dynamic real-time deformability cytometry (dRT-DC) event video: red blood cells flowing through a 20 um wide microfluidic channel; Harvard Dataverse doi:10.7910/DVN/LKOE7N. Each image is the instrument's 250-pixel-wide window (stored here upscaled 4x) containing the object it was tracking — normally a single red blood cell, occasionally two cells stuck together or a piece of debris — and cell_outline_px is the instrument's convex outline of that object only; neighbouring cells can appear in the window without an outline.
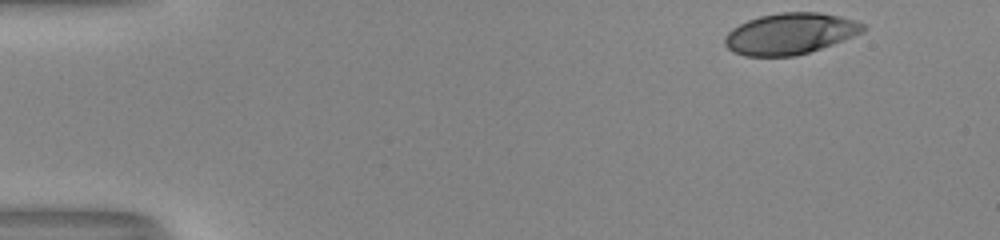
{"species": "human", "species_latin": "Homo sapiens", "temperature_condition": "room temperature", "stored_images_in_passage": 39, "camera_frame_rate_fps": 3000, "um_per_image_px": 0.085, "donor": {"sex": "male"}, "frame": {"image": 1, "passage_image": 1, "time_ms": 0.0, "image_size_px": [1000, 240], "cell_outline_px": [[868, 28], [864, 32], [832, 44], [796, 56], [744, 56], [732, 52], [724, 44], [724, 36], [732, 28], [748, 20], [760, 16], [780, 12], [820, 12], [840, 16], [856, 20], [864, 24]], "centroid_in_image_um": [67.16, 2.86], "position_along_channel_um": 17.8, "area_um2": 33.35}}
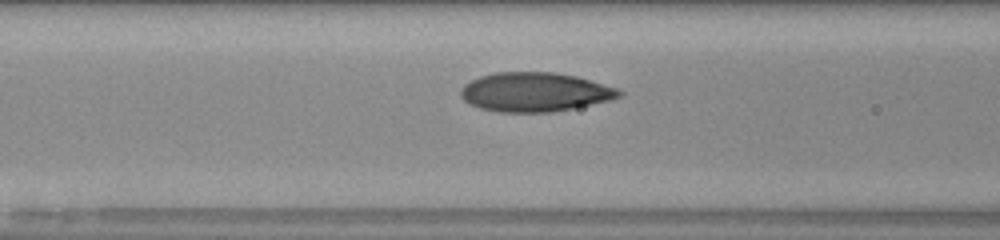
{"frame": {"image": 2, "passage_image": 18, "time_ms": 5.667, "image_size_px": [1000, 240], "cell_outline_px": [[624, 96], [608, 100], [572, 108], [552, 112], [500, 112], [480, 108], [468, 104], [460, 96], [460, 88], [464, 84], [480, 76], [496, 72], [556, 72], [576, 76], [616, 88], [624, 92]], "centroid_in_image_um": [45.43, 7.82], "position_along_channel_um": 121.2, "area_um2": 36.13}}
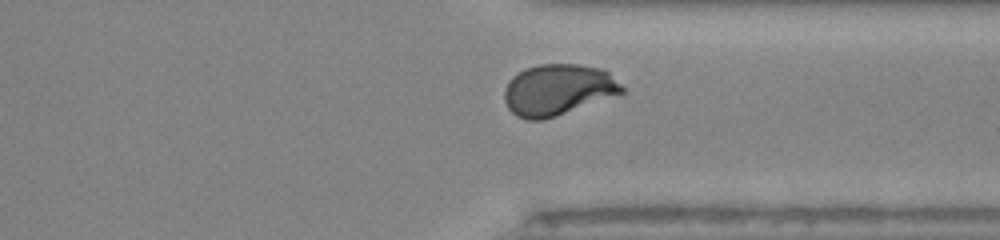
{"frame": {"image": 3, "passage_image": 36, "time_ms": 11.667, "image_size_px": [1000, 240], "cell_outline_px": [[624, 92], [620, 96], [556, 116], [540, 120], [528, 120], [516, 116], [508, 108], [504, 100], [504, 88], [508, 80], [512, 76], [524, 68], [540, 64], [580, 64], [600, 68], [608, 72], [624, 88]], "centroid_in_image_um": [47.44, 7.64], "position_along_channel_um": 364.0, "area_um2": 35.6}}